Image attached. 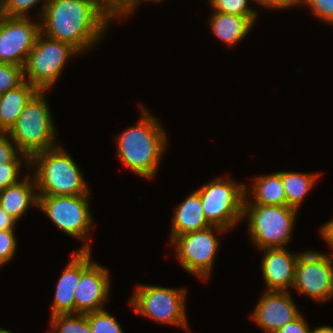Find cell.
<instances>
[{"label": "cell", "instance_id": "1", "mask_svg": "<svg viewBox=\"0 0 333 333\" xmlns=\"http://www.w3.org/2000/svg\"><path fill=\"white\" fill-rule=\"evenodd\" d=\"M40 19L42 34L82 54L103 39L114 20L97 0H49Z\"/></svg>", "mask_w": 333, "mask_h": 333}, {"label": "cell", "instance_id": "2", "mask_svg": "<svg viewBox=\"0 0 333 333\" xmlns=\"http://www.w3.org/2000/svg\"><path fill=\"white\" fill-rule=\"evenodd\" d=\"M139 121L117 136L119 160L132 172L151 179L157 173L167 145V137L157 118L142 105Z\"/></svg>", "mask_w": 333, "mask_h": 333}, {"label": "cell", "instance_id": "3", "mask_svg": "<svg viewBox=\"0 0 333 333\" xmlns=\"http://www.w3.org/2000/svg\"><path fill=\"white\" fill-rule=\"evenodd\" d=\"M29 165L36 167L33 177L38 195L90 194L77 163L59 145L33 155Z\"/></svg>", "mask_w": 333, "mask_h": 333}, {"label": "cell", "instance_id": "4", "mask_svg": "<svg viewBox=\"0 0 333 333\" xmlns=\"http://www.w3.org/2000/svg\"><path fill=\"white\" fill-rule=\"evenodd\" d=\"M45 91H38L24 107L16 123L7 132L18 151L29 159L57 146L56 126L45 101ZM44 94V95H43Z\"/></svg>", "mask_w": 333, "mask_h": 333}, {"label": "cell", "instance_id": "5", "mask_svg": "<svg viewBox=\"0 0 333 333\" xmlns=\"http://www.w3.org/2000/svg\"><path fill=\"white\" fill-rule=\"evenodd\" d=\"M297 212L287 205L243 204V219L247 216L249 237L259 249L285 248L291 240Z\"/></svg>", "mask_w": 333, "mask_h": 333}, {"label": "cell", "instance_id": "6", "mask_svg": "<svg viewBox=\"0 0 333 333\" xmlns=\"http://www.w3.org/2000/svg\"><path fill=\"white\" fill-rule=\"evenodd\" d=\"M89 194L84 195H38V208L56 227L70 237L85 241L78 250L90 251V230L93 219L89 208ZM89 237V238H88Z\"/></svg>", "mask_w": 333, "mask_h": 333}, {"label": "cell", "instance_id": "7", "mask_svg": "<svg viewBox=\"0 0 333 333\" xmlns=\"http://www.w3.org/2000/svg\"><path fill=\"white\" fill-rule=\"evenodd\" d=\"M197 191L210 225L231 231L243 219L245 184L219 177L207 182Z\"/></svg>", "mask_w": 333, "mask_h": 333}, {"label": "cell", "instance_id": "8", "mask_svg": "<svg viewBox=\"0 0 333 333\" xmlns=\"http://www.w3.org/2000/svg\"><path fill=\"white\" fill-rule=\"evenodd\" d=\"M78 54L70 44L40 33L23 67L24 81L39 91H47L59 80L67 60Z\"/></svg>", "mask_w": 333, "mask_h": 333}, {"label": "cell", "instance_id": "9", "mask_svg": "<svg viewBox=\"0 0 333 333\" xmlns=\"http://www.w3.org/2000/svg\"><path fill=\"white\" fill-rule=\"evenodd\" d=\"M186 289L155 285H138L130 298L133 310L156 322L167 323L190 330L186 318Z\"/></svg>", "mask_w": 333, "mask_h": 333}, {"label": "cell", "instance_id": "10", "mask_svg": "<svg viewBox=\"0 0 333 333\" xmlns=\"http://www.w3.org/2000/svg\"><path fill=\"white\" fill-rule=\"evenodd\" d=\"M213 232L220 234L227 230L210 225L195 232L176 236L170 242V245L175 246L176 258L184 270L198 276L202 281L209 277L220 246Z\"/></svg>", "mask_w": 333, "mask_h": 333}, {"label": "cell", "instance_id": "11", "mask_svg": "<svg viewBox=\"0 0 333 333\" xmlns=\"http://www.w3.org/2000/svg\"><path fill=\"white\" fill-rule=\"evenodd\" d=\"M293 287L317 302L333 298V259L316 251L301 252Z\"/></svg>", "mask_w": 333, "mask_h": 333}, {"label": "cell", "instance_id": "12", "mask_svg": "<svg viewBox=\"0 0 333 333\" xmlns=\"http://www.w3.org/2000/svg\"><path fill=\"white\" fill-rule=\"evenodd\" d=\"M40 33V23L29 17L0 15V63L24 67Z\"/></svg>", "mask_w": 333, "mask_h": 333}, {"label": "cell", "instance_id": "13", "mask_svg": "<svg viewBox=\"0 0 333 333\" xmlns=\"http://www.w3.org/2000/svg\"><path fill=\"white\" fill-rule=\"evenodd\" d=\"M109 275L108 269L91 260V250H81V277L74 291L75 313L104 309L110 293Z\"/></svg>", "mask_w": 333, "mask_h": 333}, {"label": "cell", "instance_id": "14", "mask_svg": "<svg viewBox=\"0 0 333 333\" xmlns=\"http://www.w3.org/2000/svg\"><path fill=\"white\" fill-rule=\"evenodd\" d=\"M294 302L289 291L265 290L250 317L266 333H276L301 315Z\"/></svg>", "mask_w": 333, "mask_h": 333}, {"label": "cell", "instance_id": "15", "mask_svg": "<svg viewBox=\"0 0 333 333\" xmlns=\"http://www.w3.org/2000/svg\"><path fill=\"white\" fill-rule=\"evenodd\" d=\"M261 271L266 291L288 292L295 281L296 265L300 252L291 254L287 248H265Z\"/></svg>", "mask_w": 333, "mask_h": 333}, {"label": "cell", "instance_id": "16", "mask_svg": "<svg viewBox=\"0 0 333 333\" xmlns=\"http://www.w3.org/2000/svg\"><path fill=\"white\" fill-rule=\"evenodd\" d=\"M27 175L18 183L0 191L1 208L16 221L25 215L30 206L38 207L35 179L30 174Z\"/></svg>", "mask_w": 333, "mask_h": 333}, {"label": "cell", "instance_id": "17", "mask_svg": "<svg viewBox=\"0 0 333 333\" xmlns=\"http://www.w3.org/2000/svg\"><path fill=\"white\" fill-rule=\"evenodd\" d=\"M75 253L58 279L50 316L75 313L74 291L81 277V250Z\"/></svg>", "mask_w": 333, "mask_h": 333}, {"label": "cell", "instance_id": "18", "mask_svg": "<svg viewBox=\"0 0 333 333\" xmlns=\"http://www.w3.org/2000/svg\"><path fill=\"white\" fill-rule=\"evenodd\" d=\"M174 210L170 242L176 236L195 232L210 226L205 218L201 198L197 190L193 191Z\"/></svg>", "mask_w": 333, "mask_h": 333}, {"label": "cell", "instance_id": "19", "mask_svg": "<svg viewBox=\"0 0 333 333\" xmlns=\"http://www.w3.org/2000/svg\"><path fill=\"white\" fill-rule=\"evenodd\" d=\"M209 21L215 36L229 46H235L243 40L255 24L248 17L215 11L211 14Z\"/></svg>", "mask_w": 333, "mask_h": 333}, {"label": "cell", "instance_id": "20", "mask_svg": "<svg viewBox=\"0 0 333 333\" xmlns=\"http://www.w3.org/2000/svg\"><path fill=\"white\" fill-rule=\"evenodd\" d=\"M251 194L253 202L248 199L247 185H245V198L243 204L286 206V195L281 175L278 172L255 177Z\"/></svg>", "mask_w": 333, "mask_h": 333}, {"label": "cell", "instance_id": "21", "mask_svg": "<svg viewBox=\"0 0 333 333\" xmlns=\"http://www.w3.org/2000/svg\"><path fill=\"white\" fill-rule=\"evenodd\" d=\"M39 90L24 81L17 88L2 95L0 102V130L8 132L18 120L24 107Z\"/></svg>", "mask_w": 333, "mask_h": 333}, {"label": "cell", "instance_id": "22", "mask_svg": "<svg viewBox=\"0 0 333 333\" xmlns=\"http://www.w3.org/2000/svg\"><path fill=\"white\" fill-rule=\"evenodd\" d=\"M278 173L282 178L287 206L298 210L320 174L289 171H279Z\"/></svg>", "mask_w": 333, "mask_h": 333}, {"label": "cell", "instance_id": "23", "mask_svg": "<svg viewBox=\"0 0 333 333\" xmlns=\"http://www.w3.org/2000/svg\"><path fill=\"white\" fill-rule=\"evenodd\" d=\"M50 317L49 333H92L86 314L61 313Z\"/></svg>", "mask_w": 333, "mask_h": 333}, {"label": "cell", "instance_id": "24", "mask_svg": "<svg viewBox=\"0 0 333 333\" xmlns=\"http://www.w3.org/2000/svg\"><path fill=\"white\" fill-rule=\"evenodd\" d=\"M211 8L215 12L234 14L248 17L256 23L257 11L252 9L248 4L250 0H208ZM253 0H251L252 2Z\"/></svg>", "mask_w": 333, "mask_h": 333}, {"label": "cell", "instance_id": "25", "mask_svg": "<svg viewBox=\"0 0 333 333\" xmlns=\"http://www.w3.org/2000/svg\"><path fill=\"white\" fill-rule=\"evenodd\" d=\"M92 333H123L118 321L107 310L86 313Z\"/></svg>", "mask_w": 333, "mask_h": 333}, {"label": "cell", "instance_id": "26", "mask_svg": "<svg viewBox=\"0 0 333 333\" xmlns=\"http://www.w3.org/2000/svg\"><path fill=\"white\" fill-rule=\"evenodd\" d=\"M43 3L42 10L38 16L41 18L44 9L49 0H0V15L7 17H22L27 18V13L35 7V5Z\"/></svg>", "mask_w": 333, "mask_h": 333}, {"label": "cell", "instance_id": "27", "mask_svg": "<svg viewBox=\"0 0 333 333\" xmlns=\"http://www.w3.org/2000/svg\"><path fill=\"white\" fill-rule=\"evenodd\" d=\"M21 160H25L24 162L27 164L26 166H30V159L22 153H19L9 163L0 164V191L19 182V175L21 172L20 169L22 168L21 166L23 164Z\"/></svg>", "mask_w": 333, "mask_h": 333}, {"label": "cell", "instance_id": "28", "mask_svg": "<svg viewBox=\"0 0 333 333\" xmlns=\"http://www.w3.org/2000/svg\"><path fill=\"white\" fill-rule=\"evenodd\" d=\"M24 82L23 67L0 63V93L17 88Z\"/></svg>", "mask_w": 333, "mask_h": 333}, {"label": "cell", "instance_id": "29", "mask_svg": "<svg viewBox=\"0 0 333 333\" xmlns=\"http://www.w3.org/2000/svg\"><path fill=\"white\" fill-rule=\"evenodd\" d=\"M99 4L113 17V19H121L128 17L136 6L140 4V0H97Z\"/></svg>", "mask_w": 333, "mask_h": 333}, {"label": "cell", "instance_id": "30", "mask_svg": "<svg viewBox=\"0 0 333 333\" xmlns=\"http://www.w3.org/2000/svg\"><path fill=\"white\" fill-rule=\"evenodd\" d=\"M14 229L0 230V266L8 263L16 254L17 241Z\"/></svg>", "mask_w": 333, "mask_h": 333}, {"label": "cell", "instance_id": "31", "mask_svg": "<svg viewBox=\"0 0 333 333\" xmlns=\"http://www.w3.org/2000/svg\"><path fill=\"white\" fill-rule=\"evenodd\" d=\"M299 5H307L320 20L333 24V0H300Z\"/></svg>", "mask_w": 333, "mask_h": 333}, {"label": "cell", "instance_id": "32", "mask_svg": "<svg viewBox=\"0 0 333 333\" xmlns=\"http://www.w3.org/2000/svg\"><path fill=\"white\" fill-rule=\"evenodd\" d=\"M20 152L7 132L0 134V164L11 162Z\"/></svg>", "mask_w": 333, "mask_h": 333}, {"label": "cell", "instance_id": "33", "mask_svg": "<svg viewBox=\"0 0 333 333\" xmlns=\"http://www.w3.org/2000/svg\"><path fill=\"white\" fill-rule=\"evenodd\" d=\"M308 325L306 320L300 315L294 321L287 323L276 333H311V329H309L310 327H308Z\"/></svg>", "mask_w": 333, "mask_h": 333}, {"label": "cell", "instance_id": "34", "mask_svg": "<svg viewBox=\"0 0 333 333\" xmlns=\"http://www.w3.org/2000/svg\"><path fill=\"white\" fill-rule=\"evenodd\" d=\"M260 6H265L268 9H287L293 6H299L300 0H253Z\"/></svg>", "mask_w": 333, "mask_h": 333}, {"label": "cell", "instance_id": "35", "mask_svg": "<svg viewBox=\"0 0 333 333\" xmlns=\"http://www.w3.org/2000/svg\"><path fill=\"white\" fill-rule=\"evenodd\" d=\"M17 221L12 218L5 210L0 206V230L15 229Z\"/></svg>", "mask_w": 333, "mask_h": 333}, {"label": "cell", "instance_id": "36", "mask_svg": "<svg viewBox=\"0 0 333 333\" xmlns=\"http://www.w3.org/2000/svg\"><path fill=\"white\" fill-rule=\"evenodd\" d=\"M320 232L329 246H331V249H333V219L321 226Z\"/></svg>", "mask_w": 333, "mask_h": 333}, {"label": "cell", "instance_id": "37", "mask_svg": "<svg viewBox=\"0 0 333 333\" xmlns=\"http://www.w3.org/2000/svg\"><path fill=\"white\" fill-rule=\"evenodd\" d=\"M311 333H333V327L329 325L320 326L311 330Z\"/></svg>", "mask_w": 333, "mask_h": 333}, {"label": "cell", "instance_id": "38", "mask_svg": "<svg viewBox=\"0 0 333 333\" xmlns=\"http://www.w3.org/2000/svg\"><path fill=\"white\" fill-rule=\"evenodd\" d=\"M0 333H13L12 331L6 330L4 328H0Z\"/></svg>", "mask_w": 333, "mask_h": 333}, {"label": "cell", "instance_id": "39", "mask_svg": "<svg viewBox=\"0 0 333 333\" xmlns=\"http://www.w3.org/2000/svg\"><path fill=\"white\" fill-rule=\"evenodd\" d=\"M141 1H143V2H144V1H146V2H147V1H153V2H157V3H159V2L164 1V0H140V3H141Z\"/></svg>", "mask_w": 333, "mask_h": 333}]
</instances>
